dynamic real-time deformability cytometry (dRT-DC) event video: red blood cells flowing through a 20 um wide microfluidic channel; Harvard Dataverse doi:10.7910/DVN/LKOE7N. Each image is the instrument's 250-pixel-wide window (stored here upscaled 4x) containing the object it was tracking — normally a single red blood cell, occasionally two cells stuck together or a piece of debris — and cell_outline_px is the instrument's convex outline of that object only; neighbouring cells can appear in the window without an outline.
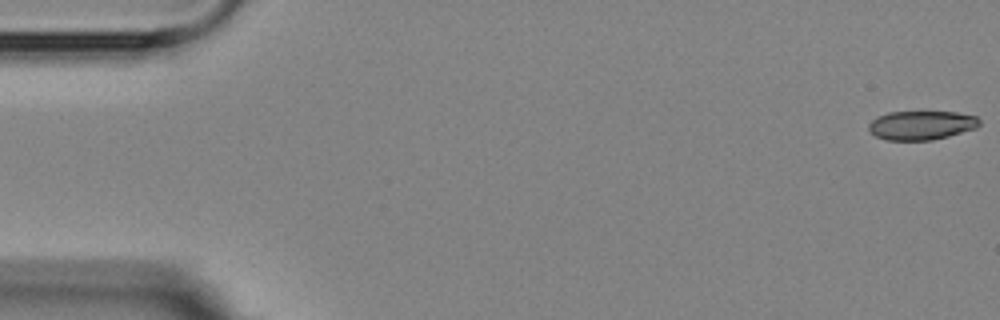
{"species": "Egyptian fruit bat (a non-hibernating species)", "species_latin": "Rousettus aegyptiacus", "temperature_condition": "room temperature", "stored_images_in_passage": 6, "segment_of_instrument_passage": [1, 2], "camera_frame_rate_fps": 3000, "um_per_image_px": 0.085, "animal": {"sex": "female"}, "frame": {"image": 1, "passage_image": 1, "time_ms": 0.0, "image_size_px": [1000, 320], "cell_outline_px": [[980, 124], [976, 128], [948, 136], [932, 140], [888, 140], [876, 136], [868, 128], [868, 124], [876, 116], [888, 112], [956, 112], [976, 116], [980, 120]], "centroid_in_image_um": [78.31, 10.64], "position_along_channel_um": 6.7, "area_um2": 18.67}}
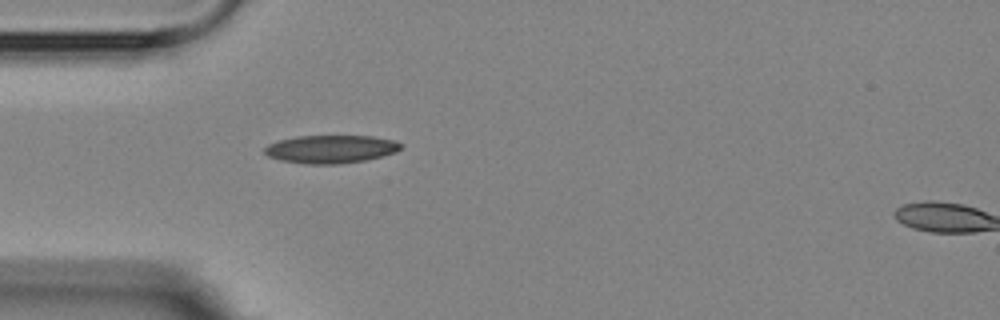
{"frame": {"image": 2, "passage_image": 5, "time_ms": 5.0, "image_size_px": [1000, 320], "cell_outline_px": [[404, 144], [396, 152], [364, 160], [340, 164], [304, 164], [280, 160], [268, 156], [264, 152], [264, 148], [268, 144], [280, 140], [296, 136], [372, 136], [396, 140]], "centroid_in_image_um": [28.12, 12.67], "position_along_channel_um": 56.9, "area_um2": 22.31}}